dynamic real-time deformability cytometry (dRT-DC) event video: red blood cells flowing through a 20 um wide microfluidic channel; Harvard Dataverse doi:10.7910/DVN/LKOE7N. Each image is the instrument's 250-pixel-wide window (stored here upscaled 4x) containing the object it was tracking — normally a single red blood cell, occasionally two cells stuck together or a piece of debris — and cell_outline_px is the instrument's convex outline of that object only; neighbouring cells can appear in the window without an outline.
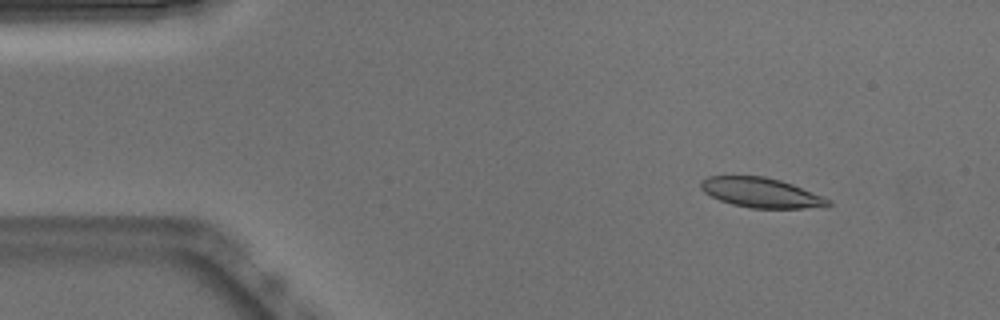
{"species": "Egyptian fruit bat (a non-hibernating species)", "species_latin": "Rousettus aegyptiacus", "temperature_condition": "warm", "stored_images_in_passage": 53, "camera_frame_rate_fps": 3000, "um_per_image_px": 0.085, "animal": {"sex": "male"}, "frame": {"image": 1, "passage_image": 6, "time_ms": 1.667, "image_size_px": [1000, 320], "cell_outline_px": [[832, 204], [828, 208], [752, 208], [732, 204], [720, 200], [704, 192], [700, 188], [700, 180], [708, 176], [764, 176], [780, 180], [792, 184], [820, 196], [828, 200]], "centroid_in_image_um": [64.68, 16.38], "position_along_channel_um": 20.3, "area_um2": 22.02}}
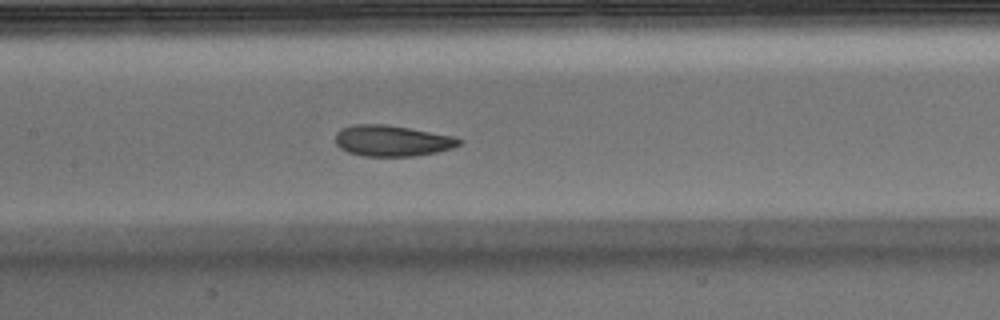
{"frame": {"image": 2, "passage_image": 24, "time_ms": 7.667, "image_size_px": [1000, 320], "cell_outline_px": [[464, 140], [460, 144], [452, 148], [436, 152], [416, 156], [364, 156], [348, 152], [340, 148], [336, 144], [336, 132], [340, 128], [352, 124], [388, 124], [452, 136]], "centroid_in_image_um": [33.3, 11.96], "position_along_channel_um": 174.1, "area_um2": 22.43}}
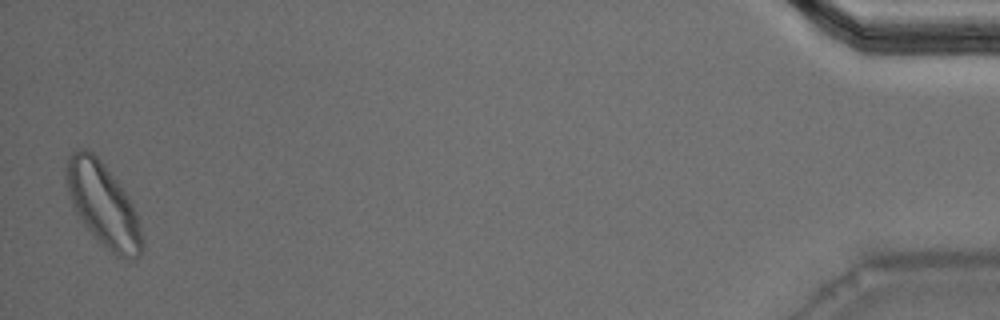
{"frame": {"image": 3, "passage_image": 51, "time_ms": 16.667, "image_size_px": [1000, 320], "cell_outline_px": [[144, 248], [140, 256], [132, 260], [116, 256], [88, 228], [76, 212], [68, 196], [64, 176], [64, 168], [68, 156], [72, 152], [80, 148], [84, 148], [92, 152], [100, 160], [116, 180], [132, 204], [140, 228], [144, 244]], "centroid_in_image_um": [8.73, 17.37], "position_along_channel_um": 426.5, "area_um2": 36.3}, "authors_computed_cell_mechanics": {"area_um2": 23.0622, "velocity_mm_per_s": 3.8414, "shape_relaxation_time_tau1_ms": 3.1285, "shape_relaxation_time_tau2_ms": 2.1137, "deformation_change_tau1": 0.1346, "deformation_change_tau2": 0.0824}}